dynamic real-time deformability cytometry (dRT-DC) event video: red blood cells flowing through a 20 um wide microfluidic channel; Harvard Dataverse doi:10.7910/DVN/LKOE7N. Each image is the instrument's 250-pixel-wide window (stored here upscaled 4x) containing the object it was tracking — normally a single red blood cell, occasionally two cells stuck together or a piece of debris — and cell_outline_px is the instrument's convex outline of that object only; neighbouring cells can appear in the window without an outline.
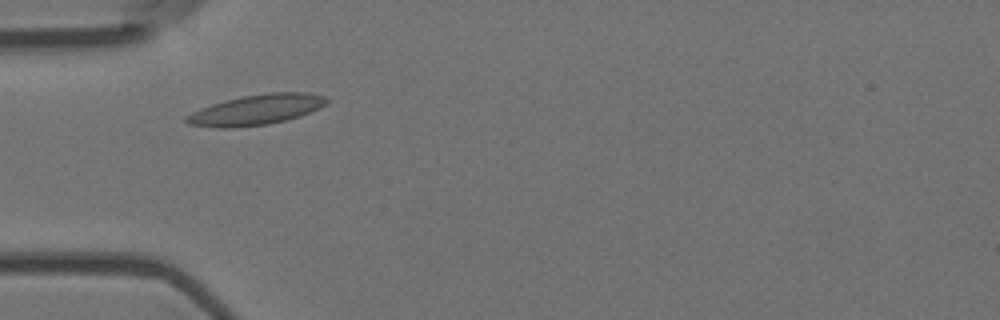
{"species": "Egyptian fruit bat (a non-hibernating species)", "species_latin": "Rousettus aegyptiacus", "temperature_condition": "room temperature", "stored_images_in_passage": 6, "camera_frame_rate_fps": 3000, "um_per_image_px": 0.085, "animal": {"sex": "female"}, "frame": {"image": 1, "passage_image": 2, "time_ms": 0.333, "image_size_px": [1000, 320], "cell_outline_px": [[328, 104], [320, 108], [300, 116], [268, 124], [232, 128], [216, 128], [188, 124], [184, 120], [184, 116], [192, 112], [212, 104], [224, 100], [240, 96], [268, 92], [308, 92], [324, 96], [328, 100]], "centroid_in_image_um": [21.78, 9.32], "position_along_channel_um": 63.2, "area_um2": 24.97}}
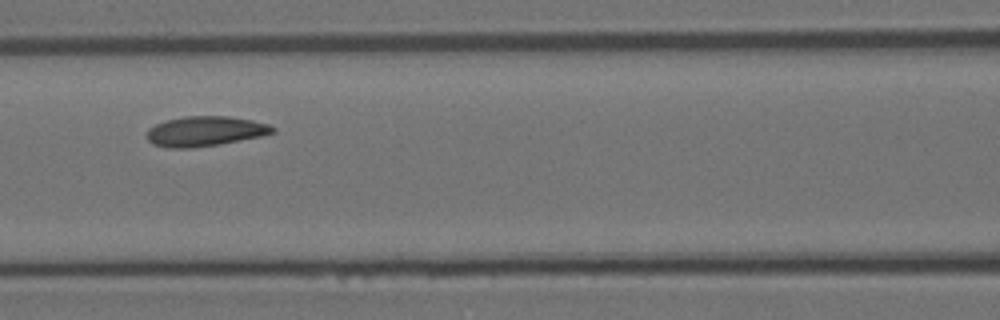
{"frame": {"image": 2, "passage_image": 4, "time_ms": 1.0, "image_size_px": [1000, 320], "cell_outline_px": [[276, 132], [260, 136], [220, 144], [192, 148], [168, 148], [152, 144], [148, 140], [148, 128], [164, 120], [184, 116], [228, 116], [252, 120], [268, 124], [276, 128]], "centroid_in_image_um": [17.42, 11.15], "position_along_channel_um": 149.2, "area_um2": 22.02}}
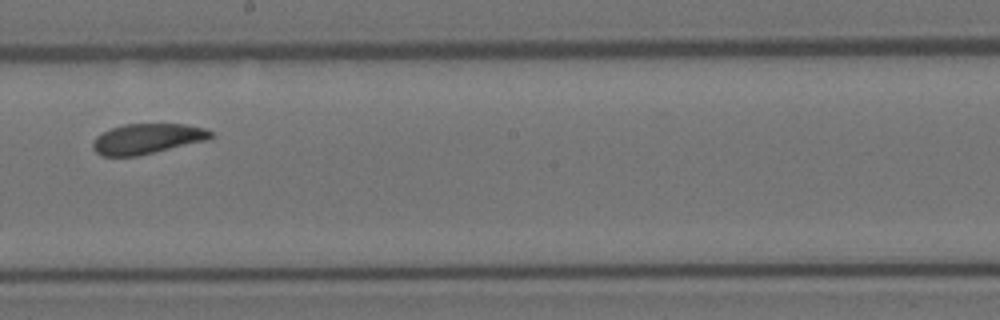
{"frame": {"image": 3, "passage_image": 6, "time_ms": 1.667, "image_size_px": [1000, 320], "cell_outline_px": [[212, 136], [208, 140], [136, 156], [100, 156], [92, 148], [92, 144], [96, 136], [112, 128], [124, 124], [184, 124], [204, 128], [212, 132]], "centroid_in_image_um": [12.49, 11.8], "position_along_channel_um": 235.7, "area_um2": 20.63}}